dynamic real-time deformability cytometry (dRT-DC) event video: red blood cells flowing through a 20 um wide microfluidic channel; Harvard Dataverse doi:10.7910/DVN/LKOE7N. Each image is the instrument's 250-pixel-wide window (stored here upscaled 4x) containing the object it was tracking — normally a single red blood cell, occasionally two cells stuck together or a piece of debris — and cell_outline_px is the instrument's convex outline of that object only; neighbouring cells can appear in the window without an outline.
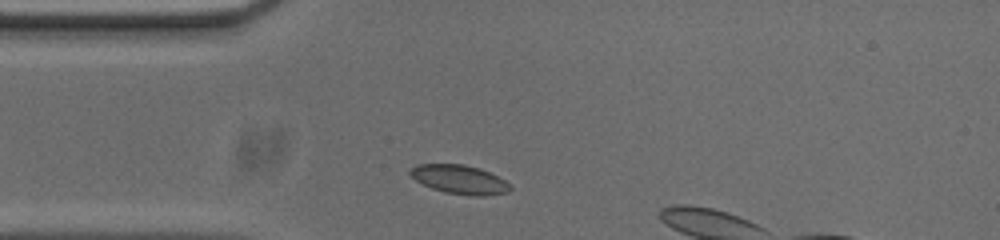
{"species": "common noctule bat (a hibernating species)", "species_latin": "Nyctalus noctula", "temperature_condition": "cold", "stored_images_in_passage": 9, "camera_frame_rate_fps": 3000, "um_per_image_px": 0.085, "animal": {"sex": "male", "body_mass_g": 20.0, "forearm_length_mm": 53.3}, "frame": {"image": 1, "passage_image": 3, "time_ms": 0.667, "image_size_px": [1000, 240], "cell_outline_px": [[512, 188], [508, 192], [484, 196], [472, 196], [444, 192], [432, 188], [416, 180], [408, 172], [416, 164], [464, 164], [480, 168], [504, 180]], "centroid_in_image_um": [39.06, 15.25], "position_along_channel_um": 45.9, "area_um2": 16.7}}
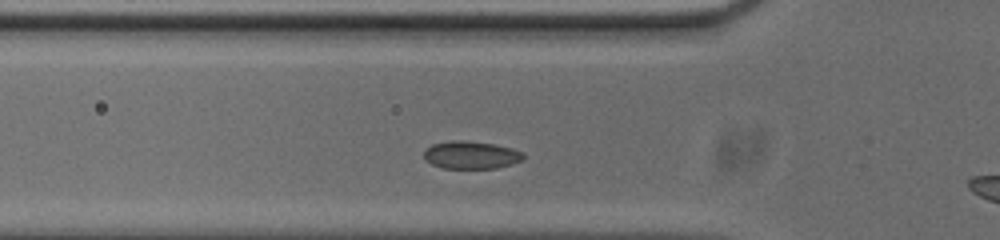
{"frame": {"image": 2, "passage_image": 7, "time_ms": 2.0, "image_size_px": [1000, 240], "cell_outline_px": [[524, 160], [512, 164], [496, 168], [440, 168], [424, 160], [424, 152], [432, 144], [452, 140], [464, 140], [492, 144], [512, 148], [524, 152]], "centroid_in_image_um": [40.05, 13.18], "position_along_channel_um": 85.8, "area_um2": 16.13}}